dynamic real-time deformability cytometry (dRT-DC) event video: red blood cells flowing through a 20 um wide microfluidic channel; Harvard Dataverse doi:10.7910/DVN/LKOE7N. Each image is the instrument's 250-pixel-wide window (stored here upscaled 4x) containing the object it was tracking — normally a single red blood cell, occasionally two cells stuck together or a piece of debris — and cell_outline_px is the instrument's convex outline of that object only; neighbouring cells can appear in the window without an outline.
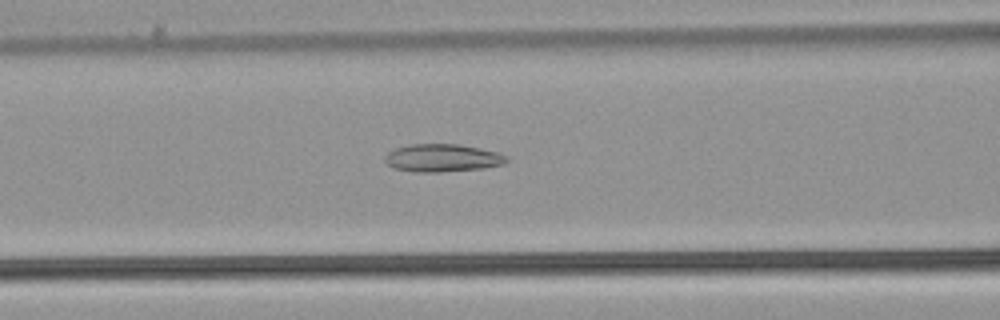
{"species": "common noctule bat (a hibernating species)", "species_latin": "Nyctalus noctula", "temperature_condition": "warm", "stored_images_in_passage": 36, "camera_frame_rate_fps": 3000, "um_per_image_px": 0.085, "animal": {"sex": "male", "body_mass_g": 21.5, "forearm_length_mm": 52.0}, "frame": {"image": 1, "passage_image": 6, "time_ms": 1.667, "image_size_px": [1000, 320], "cell_outline_px": [[508, 160], [504, 164], [484, 168], [440, 172], [416, 172], [392, 168], [384, 160], [384, 156], [388, 152], [396, 148], [408, 144], [456, 144], [480, 148], [500, 152], [508, 156]], "centroid_in_image_um": [37.61, 13.42], "position_along_channel_um": 129.0, "area_um2": 19.88}}
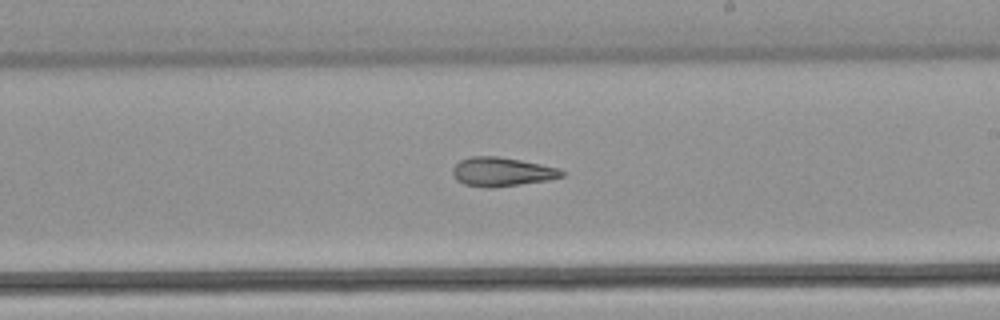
{"frame": {"image": 2, "passage_image": 15, "time_ms": 4.667, "image_size_px": [1000, 320], "cell_outline_px": [[564, 176], [548, 180], [492, 188], [488, 188], [464, 184], [456, 180], [452, 172], [452, 168], [460, 160], [472, 156], [496, 156], [520, 160], [560, 168], [564, 172]], "centroid_in_image_um": [42.65, 14.6], "position_along_channel_um": 246.4, "area_um2": 18.38}}
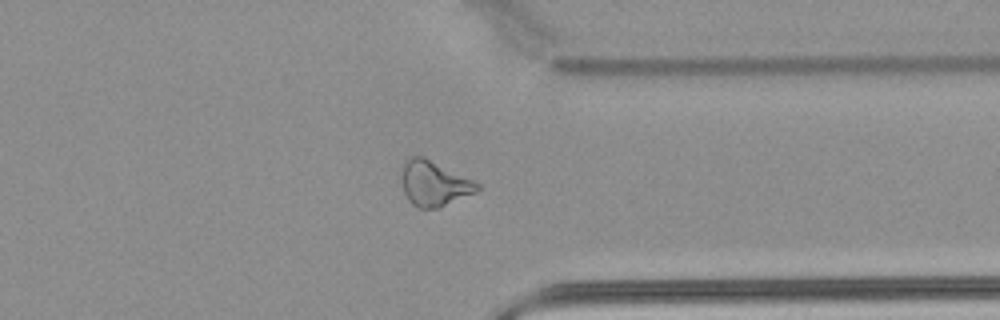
{"frame": {"image": 3, "passage_image": 25, "time_ms": 8.0, "image_size_px": [1000, 320], "cell_outline_px": [[480, 188], [476, 192], [440, 208], [416, 208], [408, 200], [404, 192], [400, 180], [404, 164], [412, 156], [424, 156], [480, 184]], "centroid_in_image_um": [36.88, 15.62], "position_along_channel_um": 374.5, "area_um2": 19.88}, "authors_computed_cell_mechanics": {"area_um2": 19.3919, "velocity_mm_per_s": 3.9158, "shape_relaxation_time_tau1_ms": null, "shape_relaxation_time_tau2_ms": 5.961, "deformation_change_tau1": null, "deformation_change_tau2": 0.1607}}